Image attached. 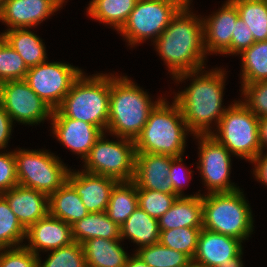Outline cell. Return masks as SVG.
<instances>
[{
  "mask_svg": "<svg viewBox=\"0 0 267 267\" xmlns=\"http://www.w3.org/2000/svg\"><path fill=\"white\" fill-rule=\"evenodd\" d=\"M186 72L175 76L173 79L183 82L187 78L192 82L183 91L174 96L179 105L183 118L190 134L210 135V124L214 121L218 125L221 117L228 109L223 107V91L225 89V72L223 69L214 68L210 71ZM204 72V73H203Z\"/></svg>",
  "mask_w": 267,
  "mask_h": 267,
  "instance_id": "1",
  "label": "cell"
},
{
  "mask_svg": "<svg viewBox=\"0 0 267 267\" xmlns=\"http://www.w3.org/2000/svg\"><path fill=\"white\" fill-rule=\"evenodd\" d=\"M197 17L190 9H180L153 42L173 78L182 73L199 71L206 65L203 18Z\"/></svg>",
  "mask_w": 267,
  "mask_h": 267,
  "instance_id": "2",
  "label": "cell"
},
{
  "mask_svg": "<svg viewBox=\"0 0 267 267\" xmlns=\"http://www.w3.org/2000/svg\"><path fill=\"white\" fill-rule=\"evenodd\" d=\"M162 98L151 101L148 93L127 76L110 74L109 119L106 132L134 140L141 133L151 110Z\"/></svg>",
  "mask_w": 267,
  "mask_h": 267,
  "instance_id": "3",
  "label": "cell"
},
{
  "mask_svg": "<svg viewBox=\"0 0 267 267\" xmlns=\"http://www.w3.org/2000/svg\"><path fill=\"white\" fill-rule=\"evenodd\" d=\"M162 99L151 110L141 133L135 139L136 153H151L181 157L186 147L189 129L177 102ZM170 104V105H169Z\"/></svg>",
  "mask_w": 267,
  "mask_h": 267,
  "instance_id": "4",
  "label": "cell"
},
{
  "mask_svg": "<svg viewBox=\"0 0 267 267\" xmlns=\"http://www.w3.org/2000/svg\"><path fill=\"white\" fill-rule=\"evenodd\" d=\"M84 72L73 82L57 108L65 117L99 127L104 133L109 119L110 75Z\"/></svg>",
  "mask_w": 267,
  "mask_h": 267,
  "instance_id": "5",
  "label": "cell"
},
{
  "mask_svg": "<svg viewBox=\"0 0 267 267\" xmlns=\"http://www.w3.org/2000/svg\"><path fill=\"white\" fill-rule=\"evenodd\" d=\"M249 205L240 189L202 194L203 228L245 241L254 231Z\"/></svg>",
  "mask_w": 267,
  "mask_h": 267,
  "instance_id": "6",
  "label": "cell"
},
{
  "mask_svg": "<svg viewBox=\"0 0 267 267\" xmlns=\"http://www.w3.org/2000/svg\"><path fill=\"white\" fill-rule=\"evenodd\" d=\"M216 127L210 135L232 155L252 162L261 152L259 118L241 100L228 106Z\"/></svg>",
  "mask_w": 267,
  "mask_h": 267,
  "instance_id": "7",
  "label": "cell"
},
{
  "mask_svg": "<svg viewBox=\"0 0 267 267\" xmlns=\"http://www.w3.org/2000/svg\"><path fill=\"white\" fill-rule=\"evenodd\" d=\"M19 185L50 196L66 181L68 169L59 157L47 150H14Z\"/></svg>",
  "mask_w": 267,
  "mask_h": 267,
  "instance_id": "8",
  "label": "cell"
},
{
  "mask_svg": "<svg viewBox=\"0 0 267 267\" xmlns=\"http://www.w3.org/2000/svg\"><path fill=\"white\" fill-rule=\"evenodd\" d=\"M105 134L96 141L83 160L85 164L82 170L118 181H133L136 156L134 140L117 137L118 141H109Z\"/></svg>",
  "mask_w": 267,
  "mask_h": 267,
  "instance_id": "9",
  "label": "cell"
},
{
  "mask_svg": "<svg viewBox=\"0 0 267 267\" xmlns=\"http://www.w3.org/2000/svg\"><path fill=\"white\" fill-rule=\"evenodd\" d=\"M179 10L175 4L164 0H138L119 33L130 47L150 38L154 42Z\"/></svg>",
  "mask_w": 267,
  "mask_h": 267,
  "instance_id": "10",
  "label": "cell"
},
{
  "mask_svg": "<svg viewBox=\"0 0 267 267\" xmlns=\"http://www.w3.org/2000/svg\"><path fill=\"white\" fill-rule=\"evenodd\" d=\"M82 72L71 64L45 61L29 68L24 80L52 110H55Z\"/></svg>",
  "mask_w": 267,
  "mask_h": 267,
  "instance_id": "11",
  "label": "cell"
},
{
  "mask_svg": "<svg viewBox=\"0 0 267 267\" xmlns=\"http://www.w3.org/2000/svg\"><path fill=\"white\" fill-rule=\"evenodd\" d=\"M199 141L200 171L207 193L233 192L238 189L230 179L231 152L211 135H196Z\"/></svg>",
  "mask_w": 267,
  "mask_h": 267,
  "instance_id": "12",
  "label": "cell"
},
{
  "mask_svg": "<svg viewBox=\"0 0 267 267\" xmlns=\"http://www.w3.org/2000/svg\"><path fill=\"white\" fill-rule=\"evenodd\" d=\"M12 121L37 125L51 119L53 110L22 80L3 82L0 103Z\"/></svg>",
  "mask_w": 267,
  "mask_h": 267,
  "instance_id": "13",
  "label": "cell"
},
{
  "mask_svg": "<svg viewBox=\"0 0 267 267\" xmlns=\"http://www.w3.org/2000/svg\"><path fill=\"white\" fill-rule=\"evenodd\" d=\"M51 122L54 137L83 160L104 133L95 125L65 117L58 109L53 110Z\"/></svg>",
  "mask_w": 267,
  "mask_h": 267,
  "instance_id": "14",
  "label": "cell"
},
{
  "mask_svg": "<svg viewBox=\"0 0 267 267\" xmlns=\"http://www.w3.org/2000/svg\"><path fill=\"white\" fill-rule=\"evenodd\" d=\"M238 17L235 4L227 0L217 12L203 18L204 47L208 55L231 54L232 32Z\"/></svg>",
  "mask_w": 267,
  "mask_h": 267,
  "instance_id": "15",
  "label": "cell"
},
{
  "mask_svg": "<svg viewBox=\"0 0 267 267\" xmlns=\"http://www.w3.org/2000/svg\"><path fill=\"white\" fill-rule=\"evenodd\" d=\"M175 157L162 154L136 153L133 182L137 190H156L176 194L169 177L171 161Z\"/></svg>",
  "mask_w": 267,
  "mask_h": 267,
  "instance_id": "16",
  "label": "cell"
},
{
  "mask_svg": "<svg viewBox=\"0 0 267 267\" xmlns=\"http://www.w3.org/2000/svg\"><path fill=\"white\" fill-rule=\"evenodd\" d=\"M67 181L74 187L89 213L107 210L110 195L118 180L85 171H69Z\"/></svg>",
  "mask_w": 267,
  "mask_h": 267,
  "instance_id": "17",
  "label": "cell"
},
{
  "mask_svg": "<svg viewBox=\"0 0 267 267\" xmlns=\"http://www.w3.org/2000/svg\"><path fill=\"white\" fill-rule=\"evenodd\" d=\"M58 10L51 0H4L0 21L10 27L7 29H30Z\"/></svg>",
  "mask_w": 267,
  "mask_h": 267,
  "instance_id": "18",
  "label": "cell"
},
{
  "mask_svg": "<svg viewBox=\"0 0 267 267\" xmlns=\"http://www.w3.org/2000/svg\"><path fill=\"white\" fill-rule=\"evenodd\" d=\"M243 241L201 229L196 253L192 265L196 267H217L229 262V258L237 256L243 249Z\"/></svg>",
  "mask_w": 267,
  "mask_h": 267,
  "instance_id": "19",
  "label": "cell"
},
{
  "mask_svg": "<svg viewBox=\"0 0 267 267\" xmlns=\"http://www.w3.org/2000/svg\"><path fill=\"white\" fill-rule=\"evenodd\" d=\"M26 239L29 244L25 246L37 256L39 251L48 252L74 242L72 225L50 214L32 224L26 230Z\"/></svg>",
  "mask_w": 267,
  "mask_h": 267,
  "instance_id": "20",
  "label": "cell"
},
{
  "mask_svg": "<svg viewBox=\"0 0 267 267\" xmlns=\"http://www.w3.org/2000/svg\"><path fill=\"white\" fill-rule=\"evenodd\" d=\"M1 195L26 230L49 214V196L38 190L16 185Z\"/></svg>",
  "mask_w": 267,
  "mask_h": 267,
  "instance_id": "21",
  "label": "cell"
},
{
  "mask_svg": "<svg viewBox=\"0 0 267 267\" xmlns=\"http://www.w3.org/2000/svg\"><path fill=\"white\" fill-rule=\"evenodd\" d=\"M159 230L203 227L202 195L178 197L159 219Z\"/></svg>",
  "mask_w": 267,
  "mask_h": 267,
  "instance_id": "22",
  "label": "cell"
},
{
  "mask_svg": "<svg viewBox=\"0 0 267 267\" xmlns=\"http://www.w3.org/2000/svg\"><path fill=\"white\" fill-rule=\"evenodd\" d=\"M121 239L93 238L83 243L87 267H125L130 255Z\"/></svg>",
  "mask_w": 267,
  "mask_h": 267,
  "instance_id": "23",
  "label": "cell"
},
{
  "mask_svg": "<svg viewBox=\"0 0 267 267\" xmlns=\"http://www.w3.org/2000/svg\"><path fill=\"white\" fill-rule=\"evenodd\" d=\"M0 36L23 58L28 68L47 61L46 46L36 34L24 29H6Z\"/></svg>",
  "mask_w": 267,
  "mask_h": 267,
  "instance_id": "24",
  "label": "cell"
},
{
  "mask_svg": "<svg viewBox=\"0 0 267 267\" xmlns=\"http://www.w3.org/2000/svg\"><path fill=\"white\" fill-rule=\"evenodd\" d=\"M159 235L158 220L149 216L140 207H137L120 226L121 240L129 239L139 248L158 243Z\"/></svg>",
  "mask_w": 267,
  "mask_h": 267,
  "instance_id": "25",
  "label": "cell"
},
{
  "mask_svg": "<svg viewBox=\"0 0 267 267\" xmlns=\"http://www.w3.org/2000/svg\"><path fill=\"white\" fill-rule=\"evenodd\" d=\"M88 213L80 196L68 181L49 196V214L67 224H74Z\"/></svg>",
  "mask_w": 267,
  "mask_h": 267,
  "instance_id": "26",
  "label": "cell"
},
{
  "mask_svg": "<svg viewBox=\"0 0 267 267\" xmlns=\"http://www.w3.org/2000/svg\"><path fill=\"white\" fill-rule=\"evenodd\" d=\"M74 242L83 244L93 238L121 239L120 226L104 212L88 213L84 218L72 224Z\"/></svg>",
  "mask_w": 267,
  "mask_h": 267,
  "instance_id": "27",
  "label": "cell"
},
{
  "mask_svg": "<svg viewBox=\"0 0 267 267\" xmlns=\"http://www.w3.org/2000/svg\"><path fill=\"white\" fill-rule=\"evenodd\" d=\"M138 0H91L87 15L101 23L113 26L116 31L127 22Z\"/></svg>",
  "mask_w": 267,
  "mask_h": 267,
  "instance_id": "28",
  "label": "cell"
},
{
  "mask_svg": "<svg viewBox=\"0 0 267 267\" xmlns=\"http://www.w3.org/2000/svg\"><path fill=\"white\" fill-rule=\"evenodd\" d=\"M138 206L137 186L133 181H119L112 189L106 213L121 226Z\"/></svg>",
  "mask_w": 267,
  "mask_h": 267,
  "instance_id": "29",
  "label": "cell"
},
{
  "mask_svg": "<svg viewBox=\"0 0 267 267\" xmlns=\"http://www.w3.org/2000/svg\"><path fill=\"white\" fill-rule=\"evenodd\" d=\"M240 56L242 84L267 81V41L255 42Z\"/></svg>",
  "mask_w": 267,
  "mask_h": 267,
  "instance_id": "30",
  "label": "cell"
},
{
  "mask_svg": "<svg viewBox=\"0 0 267 267\" xmlns=\"http://www.w3.org/2000/svg\"><path fill=\"white\" fill-rule=\"evenodd\" d=\"M255 42L267 41V0H231Z\"/></svg>",
  "mask_w": 267,
  "mask_h": 267,
  "instance_id": "31",
  "label": "cell"
},
{
  "mask_svg": "<svg viewBox=\"0 0 267 267\" xmlns=\"http://www.w3.org/2000/svg\"><path fill=\"white\" fill-rule=\"evenodd\" d=\"M135 254L149 267H190L192 260L182 252L161 245L159 242L137 248Z\"/></svg>",
  "mask_w": 267,
  "mask_h": 267,
  "instance_id": "32",
  "label": "cell"
},
{
  "mask_svg": "<svg viewBox=\"0 0 267 267\" xmlns=\"http://www.w3.org/2000/svg\"><path fill=\"white\" fill-rule=\"evenodd\" d=\"M25 238L26 229L0 194V249L22 246Z\"/></svg>",
  "mask_w": 267,
  "mask_h": 267,
  "instance_id": "33",
  "label": "cell"
},
{
  "mask_svg": "<svg viewBox=\"0 0 267 267\" xmlns=\"http://www.w3.org/2000/svg\"><path fill=\"white\" fill-rule=\"evenodd\" d=\"M203 227H182L160 230L159 243L187 255L193 259L200 231Z\"/></svg>",
  "mask_w": 267,
  "mask_h": 267,
  "instance_id": "34",
  "label": "cell"
},
{
  "mask_svg": "<svg viewBox=\"0 0 267 267\" xmlns=\"http://www.w3.org/2000/svg\"><path fill=\"white\" fill-rule=\"evenodd\" d=\"M50 252L43 263L38 255V267H87L83 244L73 242Z\"/></svg>",
  "mask_w": 267,
  "mask_h": 267,
  "instance_id": "35",
  "label": "cell"
},
{
  "mask_svg": "<svg viewBox=\"0 0 267 267\" xmlns=\"http://www.w3.org/2000/svg\"><path fill=\"white\" fill-rule=\"evenodd\" d=\"M29 68L23 58L0 36V80L25 79Z\"/></svg>",
  "mask_w": 267,
  "mask_h": 267,
  "instance_id": "36",
  "label": "cell"
},
{
  "mask_svg": "<svg viewBox=\"0 0 267 267\" xmlns=\"http://www.w3.org/2000/svg\"><path fill=\"white\" fill-rule=\"evenodd\" d=\"M137 195L138 206L157 220L179 197L177 194H166L156 190H137Z\"/></svg>",
  "mask_w": 267,
  "mask_h": 267,
  "instance_id": "37",
  "label": "cell"
},
{
  "mask_svg": "<svg viewBox=\"0 0 267 267\" xmlns=\"http://www.w3.org/2000/svg\"><path fill=\"white\" fill-rule=\"evenodd\" d=\"M241 101L258 118L267 117V81L241 84Z\"/></svg>",
  "mask_w": 267,
  "mask_h": 267,
  "instance_id": "38",
  "label": "cell"
},
{
  "mask_svg": "<svg viewBox=\"0 0 267 267\" xmlns=\"http://www.w3.org/2000/svg\"><path fill=\"white\" fill-rule=\"evenodd\" d=\"M0 267H38V256L25 244L0 249Z\"/></svg>",
  "mask_w": 267,
  "mask_h": 267,
  "instance_id": "39",
  "label": "cell"
},
{
  "mask_svg": "<svg viewBox=\"0 0 267 267\" xmlns=\"http://www.w3.org/2000/svg\"><path fill=\"white\" fill-rule=\"evenodd\" d=\"M19 185L14 151L0 152V194Z\"/></svg>",
  "mask_w": 267,
  "mask_h": 267,
  "instance_id": "40",
  "label": "cell"
},
{
  "mask_svg": "<svg viewBox=\"0 0 267 267\" xmlns=\"http://www.w3.org/2000/svg\"><path fill=\"white\" fill-rule=\"evenodd\" d=\"M255 43L250 28L239 17L231 38V55H239Z\"/></svg>",
  "mask_w": 267,
  "mask_h": 267,
  "instance_id": "41",
  "label": "cell"
},
{
  "mask_svg": "<svg viewBox=\"0 0 267 267\" xmlns=\"http://www.w3.org/2000/svg\"><path fill=\"white\" fill-rule=\"evenodd\" d=\"M183 156L181 157H175L172 161H171V166H170V171H169V177L172 181L173 184V190L174 192L179 196V197H183V196H198L201 195L200 192L195 193L194 195H184L183 193V187L184 185H186V181L187 178L190 179L191 178V173L193 172L191 171H187L186 173L181 174V170L184 167L181 163L183 161ZM182 167V168H181ZM179 169V170H178ZM180 173V174H179ZM190 174V175H189ZM189 175V176H188Z\"/></svg>",
  "mask_w": 267,
  "mask_h": 267,
  "instance_id": "42",
  "label": "cell"
},
{
  "mask_svg": "<svg viewBox=\"0 0 267 267\" xmlns=\"http://www.w3.org/2000/svg\"><path fill=\"white\" fill-rule=\"evenodd\" d=\"M12 126V119L0 104V150L5 149L8 146L10 135H12Z\"/></svg>",
  "mask_w": 267,
  "mask_h": 267,
  "instance_id": "43",
  "label": "cell"
},
{
  "mask_svg": "<svg viewBox=\"0 0 267 267\" xmlns=\"http://www.w3.org/2000/svg\"><path fill=\"white\" fill-rule=\"evenodd\" d=\"M263 154V151L260 152L251 163L255 164L253 174L256 180L267 186V153Z\"/></svg>",
  "mask_w": 267,
  "mask_h": 267,
  "instance_id": "44",
  "label": "cell"
},
{
  "mask_svg": "<svg viewBox=\"0 0 267 267\" xmlns=\"http://www.w3.org/2000/svg\"><path fill=\"white\" fill-rule=\"evenodd\" d=\"M259 142L262 152L267 148V117L259 118Z\"/></svg>",
  "mask_w": 267,
  "mask_h": 267,
  "instance_id": "45",
  "label": "cell"
},
{
  "mask_svg": "<svg viewBox=\"0 0 267 267\" xmlns=\"http://www.w3.org/2000/svg\"><path fill=\"white\" fill-rule=\"evenodd\" d=\"M243 251H241L237 256L229 258V262L225 264H220L217 267H243L242 261Z\"/></svg>",
  "mask_w": 267,
  "mask_h": 267,
  "instance_id": "46",
  "label": "cell"
},
{
  "mask_svg": "<svg viewBox=\"0 0 267 267\" xmlns=\"http://www.w3.org/2000/svg\"><path fill=\"white\" fill-rule=\"evenodd\" d=\"M125 267H149L146 263H144L140 257H138L135 253L133 256L128 258L127 264Z\"/></svg>",
  "mask_w": 267,
  "mask_h": 267,
  "instance_id": "47",
  "label": "cell"
},
{
  "mask_svg": "<svg viewBox=\"0 0 267 267\" xmlns=\"http://www.w3.org/2000/svg\"><path fill=\"white\" fill-rule=\"evenodd\" d=\"M175 4L179 9H191L190 4L192 0H164Z\"/></svg>",
  "mask_w": 267,
  "mask_h": 267,
  "instance_id": "48",
  "label": "cell"
},
{
  "mask_svg": "<svg viewBox=\"0 0 267 267\" xmlns=\"http://www.w3.org/2000/svg\"><path fill=\"white\" fill-rule=\"evenodd\" d=\"M53 1L59 8L63 6V3L66 2L65 0H51Z\"/></svg>",
  "mask_w": 267,
  "mask_h": 267,
  "instance_id": "49",
  "label": "cell"
},
{
  "mask_svg": "<svg viewBox=\"0 0 267 267\" xmlns=\"http://www.w3.org/2000/svg\"><path fill=\"white\" fill-rule=\"evenodd\" d=\"M2 85H3V82L0 80V103H1V98H2Z\"/></svg>",
  "mask_w": 267,
  "mask_h": 267,
  "instance_id": "50",
  "label": "cell"
},
{
  "mask_svg": "<svg viewBox=\"0 0 267 267\" xmlns=\"http://www.w3.org/2000/svg\"><path fill=\"white\" fill-rule=\"evenodd\" d=\"M3 2H4V0H0V12H1V9H2Z\"/></svg>",
  "mask_w": 267,
  "mask_h": 267,
  "instance_id": "51",
  "label": "cell"
}]
</instances>
